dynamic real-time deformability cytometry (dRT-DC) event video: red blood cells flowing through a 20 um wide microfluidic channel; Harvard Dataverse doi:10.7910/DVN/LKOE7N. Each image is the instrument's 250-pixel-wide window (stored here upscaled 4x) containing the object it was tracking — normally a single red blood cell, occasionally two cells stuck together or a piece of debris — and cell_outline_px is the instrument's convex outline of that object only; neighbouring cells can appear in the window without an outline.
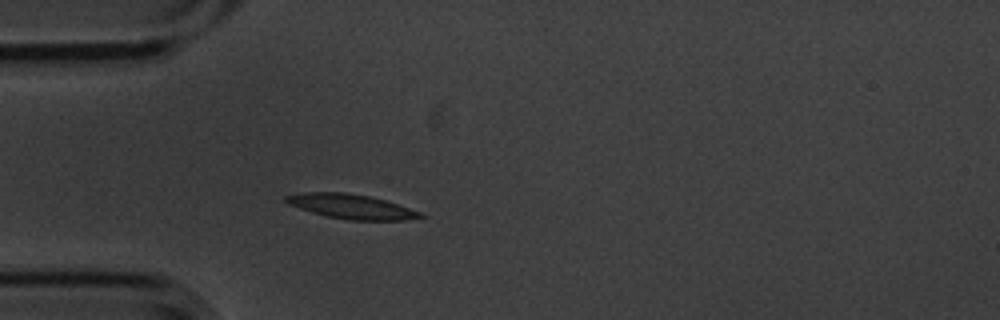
{"species": "common noctule bat (a hibernating species)", "species_latin": "Nyctalus noctula", "temperature_condition": "cold", "stored_images_in_passage": 1, "camera_frame_rate_fps": 3000, "um_per_image_px": 0.085, "animal": {"sex": "male", "body_mass_g": 20.1, "forearm_length_mm": 53.5}, "frame": {"image": 1, "passage_image": 1, "time_ms": 0.0, "image_size_px": [1000, 320], "cell_outline_px": [[428, 216], [404, 220], [348, 220], [328, 216], [312, 212], [288, 204], [284, 200], [284, 196], [304, 192], [344, 192], [372, 196], [420, 212]], "centroid_in_image_um": [29.84, 17.54], "position_along_channel_um": 55.2, "area_um2": 19.07}}